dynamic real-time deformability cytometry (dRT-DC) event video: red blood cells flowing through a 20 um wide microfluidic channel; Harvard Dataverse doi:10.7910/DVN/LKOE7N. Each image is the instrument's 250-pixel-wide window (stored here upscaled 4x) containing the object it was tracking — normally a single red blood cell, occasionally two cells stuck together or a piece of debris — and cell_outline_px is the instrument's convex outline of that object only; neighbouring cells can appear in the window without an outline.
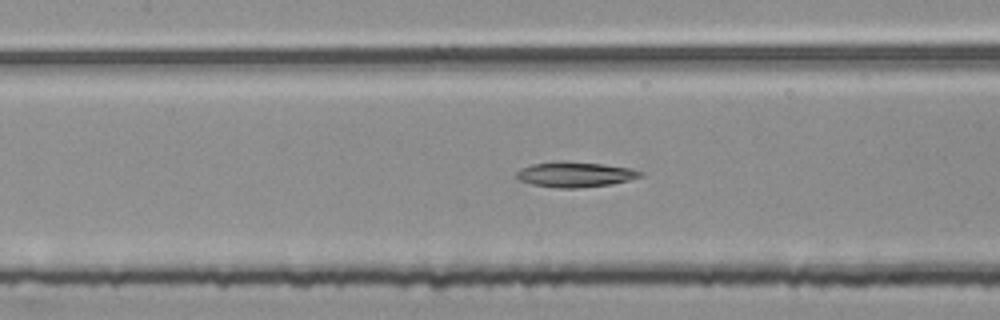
{"species": "common noctule bat (a hibernating species)", "species_latin": "Nyctalus noctula", "temperature_condition": "room temperature", "stored_images_in_passage": 55, "segment_of_instrument_passage": [2, 2], "camera_frame_rate_fps": 3000, "um_per_image_px": 0.085, "animal": {"sex": "female", "body_mass_g": 25.1}, "frame": {"image": 1, "passage_image": 25, "time_ms": 8.0, "image_size_px": [1000, 320], "cell_outline_px": [[644, 176], [612, 184], [580, 188], [560, 188], [532, 184], [520, 180], [516, 176], [516, 172], [520, 168], [532, 164], [560, 160], [564, 160], [600, 164], [628, 168], [644, 172]], "centroid_in_image_um": [48.87, 14.82], "position_along_channel_um": 158.5, "area_um2": 18.26}}
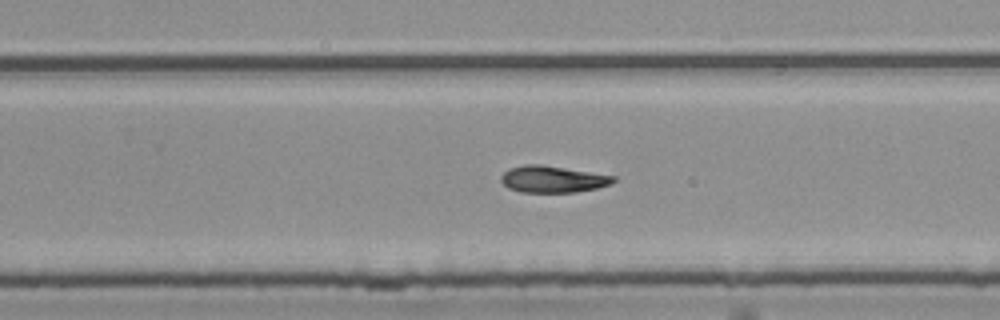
{"frame": {"image": 2, "passage_image": 35, "time_ms": 11.333, "image_size_px": [1000, 320], "cell_outline_px": [[616, 180], [612, 184], [596, 188], [576, 192], [520, 192], [508, 188], [500, 180], [500, 176], [508, 168], [524, 164], [540, 164], [616, 176]], "centroid_in_image_um": [46.96, 15.23], "position_along_channel_um": 282.8, "area_um2": 17.57}}
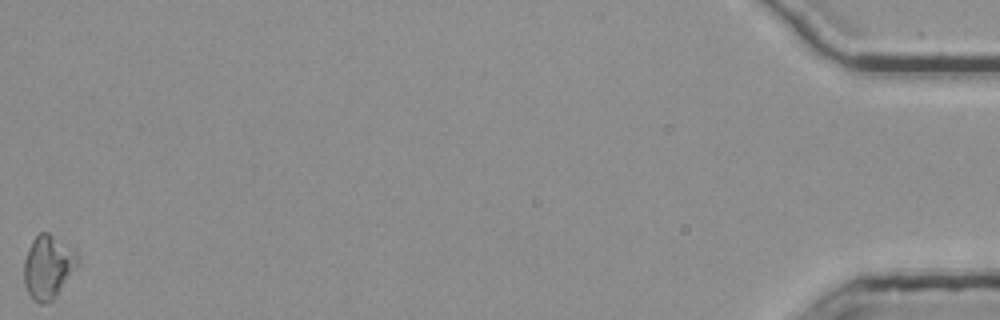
{"frame": {"image": 3, "passage_image": 55, "time_ms": 18.0, "image_size_px": [1000, 320], "cell_outline_px": [[80, 260], [56, 296], [52, 300], [44, 304], [40, 304], [32, 300], [24, 284], [24, 260], [28, 248], [32, 240], [40, 232], [48, 232], [76, 252], [80, 256]], "centroid_in_image_um": [4.06, 22.7], "position_along_channel_um": 431.1, "area_um2": 19.65}}